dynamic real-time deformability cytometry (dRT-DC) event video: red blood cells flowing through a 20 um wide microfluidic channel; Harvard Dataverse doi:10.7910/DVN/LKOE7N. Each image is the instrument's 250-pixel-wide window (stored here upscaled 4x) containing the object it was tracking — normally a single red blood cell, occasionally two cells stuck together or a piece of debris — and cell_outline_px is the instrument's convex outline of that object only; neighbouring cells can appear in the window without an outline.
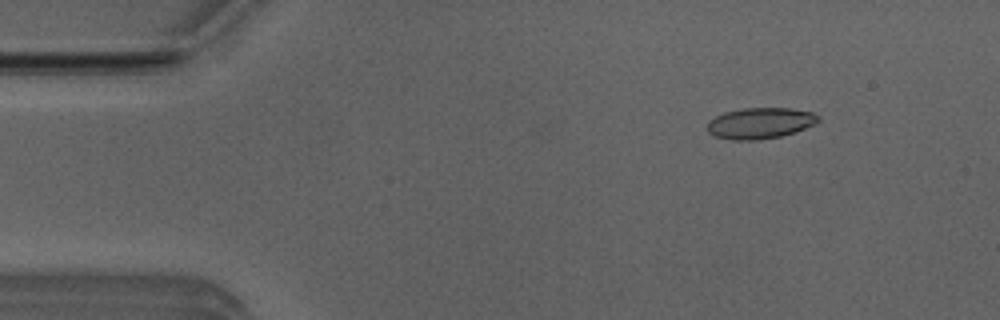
{"species": "Egyptian fruit bat (a non-hibernating species)", "species_latin": "Rousettus aegyptiacus", "temperature_condition": "room temperature", "stored_images_in_passage": 4, "camera_frame_rate_fps": 3000, "um_per_image_px": 0.085, "animal": {"sex": "male"}, "frame": {"image": 1, "passage_image": 2, "time_ms": 0.333, "image_size_px": [1000, 320], "cell_outline_px": [[820, 120], [816, 124], [796, 132], [780, 136], [756, 140], [732, 140], [716, 136], [708, 132], [708, 120], [724, 112], [744, 108], [792, 108], [812, 112], [820, 116]], "centroid_in_image_um": [64.65, 10.46], "position_along_channel_um": 20.4, "area_um2": 20.17}}